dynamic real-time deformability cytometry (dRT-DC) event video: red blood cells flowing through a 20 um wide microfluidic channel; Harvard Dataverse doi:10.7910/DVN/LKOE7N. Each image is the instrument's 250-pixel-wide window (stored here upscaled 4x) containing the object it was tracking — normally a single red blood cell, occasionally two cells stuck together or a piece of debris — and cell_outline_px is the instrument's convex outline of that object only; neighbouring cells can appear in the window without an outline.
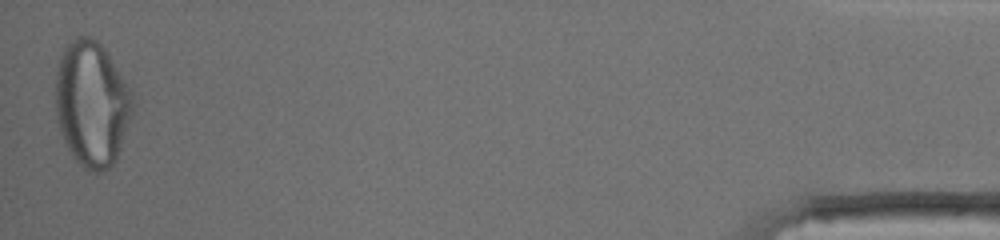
{"species": "human", "species_latin": "Homo sapiens", "temperature_condition": "cold", "stored_images_in_passage": 43, "segment_of_instrument_passage": [2, 2], "camera_frame_rate_fps": 3000, "um_per_image_px": 0.085, "donor": {"sex": "male"}, "frame": {"image": 1, "passage_image": 43, "time_ms": 14.0, "image_size_px": [1000, 240], "cell_outline_px": [[136, 104], [132, 116], [116, 160], [108, 168], [100, 172], [88, 172], [72, 156], [64, 140], [56, 120], [56, 72], [60, 56], [64, 48], [76, 36], [92, 36], [108, 52], [132, 88]], "centroid_in_image_um": [7.84, 8.81], "position_along_channel_um": 427.4, "area_um2": 57.22}}